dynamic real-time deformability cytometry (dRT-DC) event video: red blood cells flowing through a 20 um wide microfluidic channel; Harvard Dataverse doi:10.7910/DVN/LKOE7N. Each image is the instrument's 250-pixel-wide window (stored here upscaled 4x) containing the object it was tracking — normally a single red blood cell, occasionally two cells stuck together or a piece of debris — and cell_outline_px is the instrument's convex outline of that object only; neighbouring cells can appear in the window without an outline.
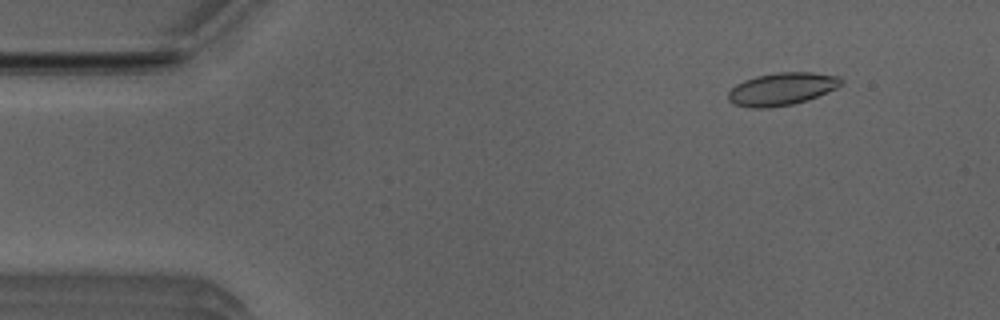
{"species": "Egyptian fruit bat (a non-hibernating species)", "species_latin": "Rousettus aegyptiacus", "temperature_condition": "room temperature", "stored_images_in_passage": 52, "camera_frame_rate_fps": 3000, "um_per_image_px": 0.085, "animal": {"sex": "male"}, "frame": {"image": 1, "passage_image": 6, "time_ms": 1.667, "image_size_px": [1000, 320], "cell_outline_px": [[844, 80], [836, 88], [808, 100], [792, 104], [768, 108], [752, 108], [732, 104], [728, 100], [728, 92], [736, 84], [744, 80], [756, 76], [780, 72], [812, 72], [840, 76]], "centroid_in_image_um": [66.44, 7.56], "position_along_channel_um": 18.6, "area_um2": 21.5}}
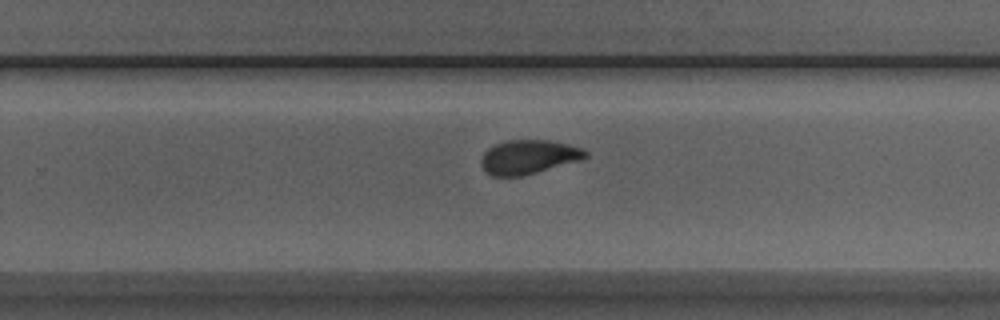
{"frame": {"image": 2, "passage_image": 33, "time_ms": 10.667, "image_size_px": [1000, 320], "cell_outline_px": [[588, 156], [580, 160], [536, 172], [520, 176], [492, 176], [484, 172], [480, 164], [480, 160], [484, 152], [488, 148], [496, 144], [508, 140], [548, 140], [568, 144], [580, 148], [588, 152]], "centroid_in_image_um": [44.88, 13.34], "position_along_channel_um": 284.9, "area_um2": 20.63}}
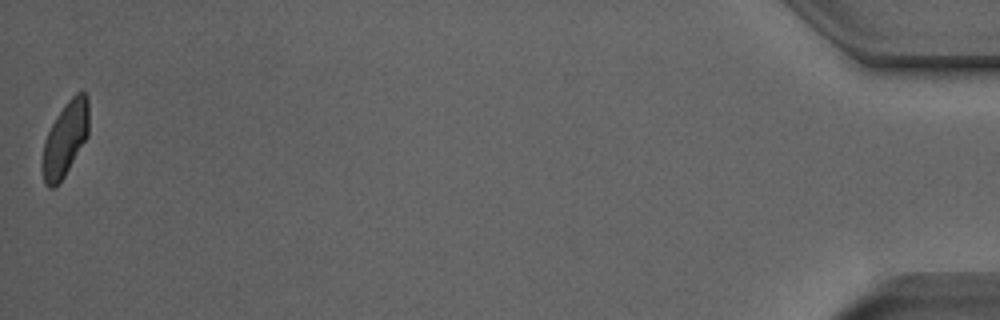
{"frame": {"image": 3, "passage_image": 52, "time_ms": 17.0, "image_size_px": [1000, 320], "cell_outline_px": [[88, 136], [64, 176], [52, 188], [48, 188], [44, 184], [40, 164], [44, 140], [56, 116], [64, 104], [76, 92], [84, 92], [88, 96]], "centroid_in_image_um": [5.51, 11.82], "position_along_channel_um": 429.7, "area_um2": 20.29}, "authors_computed_cell_mechanics": {"area_um2": 21.2126, "velocity_mm_per_s": 3.9217, "shape_relaxation_time_tau1_ms": 3.7795, "shape_relaxation_time_tau2_ms": 0.8906, "deformation_change_tau1": 0.1328, "deformation_change_tau2": 0.0437}}